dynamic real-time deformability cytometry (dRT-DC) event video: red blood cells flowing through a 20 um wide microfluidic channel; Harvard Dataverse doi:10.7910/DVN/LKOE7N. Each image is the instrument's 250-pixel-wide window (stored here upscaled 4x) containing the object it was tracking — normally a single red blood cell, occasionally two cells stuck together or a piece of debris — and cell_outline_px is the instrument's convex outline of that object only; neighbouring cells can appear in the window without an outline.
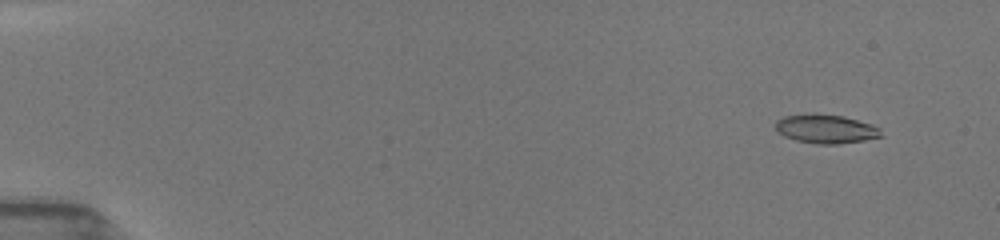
{"species": "common noctule bat (a hibernating species)", "species_latin": "Nyctalus noctula", "temperature_condition": "room temperature", "stored_images_in_passage": 53, "camera_frame_rate_fps": 3000, "um_per_image_px": 0.085, "animal": {"sex": "female", "body_mass_g": 19.5, "forearm_length_mm": 54.1}, "frame": {"image": 1, "passage_image": 5, "time_ms": 1.333, "image_size_px": [1000, 240], "cell_outline_px": [[884, 136], [864, 140], [836, 144], [816, 144], [796, 140], [784, 136], [776, 128], [776, 120], [784, 116], [804, 112], [816, 112], [844, 116], [872, 124], [880, 128]], "centroid_in_image_um": [70.2, 10.92], "position_along_channel_um": 14.8, "area_um2": 18.15}}
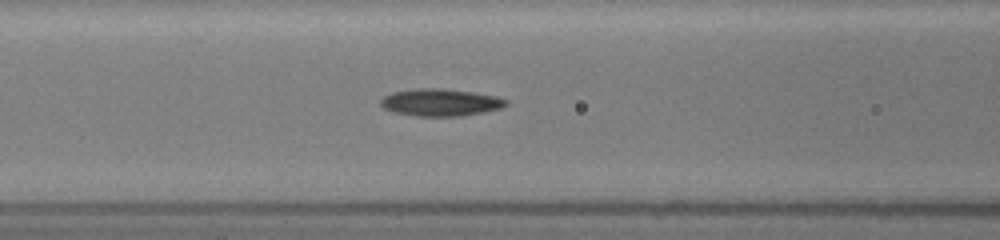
{"frame": {"image": 2, "passage_image": 24, "time_ms": 7.667, "image_size_px": [1000, 240], "cell_outline_px": [[508, 104], [500, 108], [484, 112], [460, 116], [416, 116], [392, 112], [384, 108], [380, 104], [380, 100], [384, 96], [392, 92], [416, 88], [444, 88], [472, 92], [496, 96], [508, 100]], "centroid_in_image_um": [37.42, 8.7], "position_along_channel_um": 129.2, "area_um2": 20.0}}
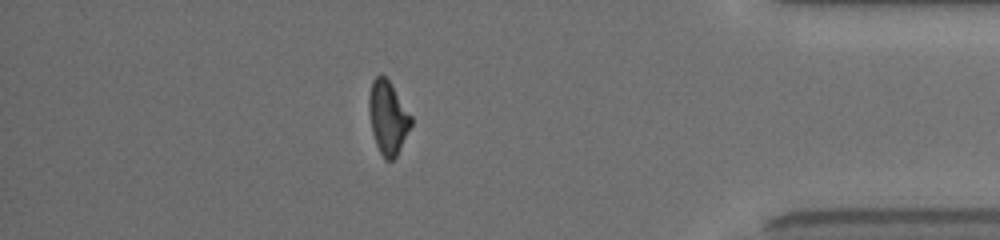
{"frame": {"image": 3, "passage_image": 47, "time_ms": 15.333, "image_size_px": [1000, 240], "cell_outline_px": [[412, 124], [396, 156], [392, 160], [384, 160], [376, 144], [372, 132], [368, 112], [368, 96], [372, 80], [380, 72], [388, 80], [412, 116]], "centroid_in_image_um": [32.94, 9.97], "position_along_channel_um": 402.3, "area_um2": 17.98}, "authors_computed_cell_mechanics": {"area_um2": 18.4382, "velocity_mm_per_s": 3.974, "shape_relaxation_time_tau1_ms": 6.2584, "shape_relaxation_time_tau2_ms": 9.356, "deformation_change_tau1": 0.1866, "deformation_change_tau2": 0.1832}}